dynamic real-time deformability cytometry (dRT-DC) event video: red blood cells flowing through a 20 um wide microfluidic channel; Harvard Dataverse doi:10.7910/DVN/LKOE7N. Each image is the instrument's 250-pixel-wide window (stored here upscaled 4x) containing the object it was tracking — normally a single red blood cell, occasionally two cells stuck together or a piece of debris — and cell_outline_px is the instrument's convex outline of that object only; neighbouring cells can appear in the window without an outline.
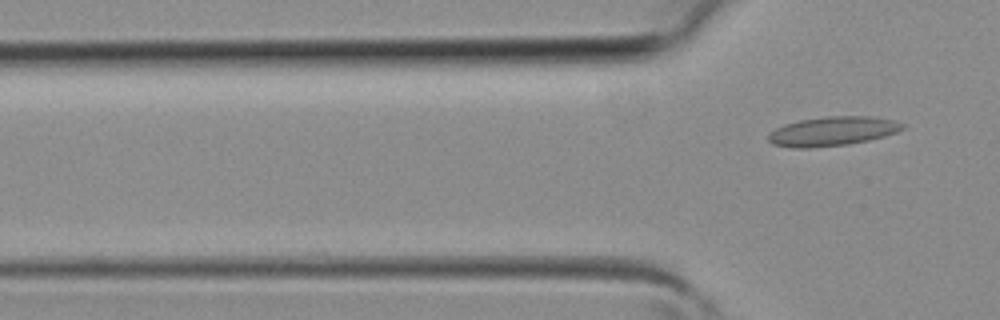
{"species": "common noctule bat (a hibernating species)", "species_latin": "Nyctalus noctula", "temperature_condition": "room temperature", "stored_images_in_passage": 3, "camera_frame_rate_fps": 3000, "um_per_image_px": 0.085, "animal": {"sex": "female", "body_mass_g": 19.3, "forearm_length_mm": 54.1}, "frame": {"image": 1, "passage_image": 3, "time_ms": 0.667, "image_size_px": [1000, 320], "cell_outline_px": [[904, 128], [896, 132], [884, 136], [868, 140], [848, 144], [812, 148], [792, 148], [772, 144], [768, 140], [768, 136], [776, 128], [784, 124], [800, 120], [824, 116], [868, 116], [892, 120], [904, 124]], "centroid_in_image_um": [70.73, 11.16], "position_along_channel_um": 55.1, "area_um2": 22.77}}